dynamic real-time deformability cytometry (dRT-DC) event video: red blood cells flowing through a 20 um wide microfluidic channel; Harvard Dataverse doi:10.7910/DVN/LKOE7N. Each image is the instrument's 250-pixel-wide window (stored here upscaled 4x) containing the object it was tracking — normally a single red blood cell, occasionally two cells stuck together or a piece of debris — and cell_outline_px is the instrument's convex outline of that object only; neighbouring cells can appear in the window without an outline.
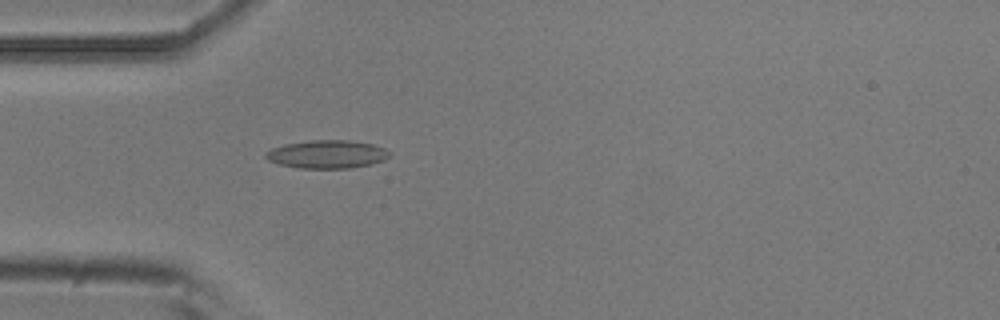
{"species": "common noctule bat (a hibernating species)", "species_latin": "Nyctalus noctula", "temperature_condition": "room temperature", "stored_images_in_passage": 4, "camera_frame_rate_fps": 3000, "um_per_image_px": 0.085, "animal": {"sex": "male", "body_mass_g": 20.5, "forearm_length_mm": 52.5}, "frame": {"image": 1, "passage_image": 4, "time_ms": 1.0, "image_size_px": [1000, 320], "cell_outline_px": [[388, 156], [384, 160], [372, 164], [352, 168], [300, 168], [280, 164], [268, 160], [264, 156], [264, 152], [272, 148], [284, 144], [312, 140], [348, 140], [372, 144], [384, 148], [388, 152]], "centroid_in_image_um": [27.77, 13.11], "position_along_channel_um": 57.2, "area_um2": 20.23}}